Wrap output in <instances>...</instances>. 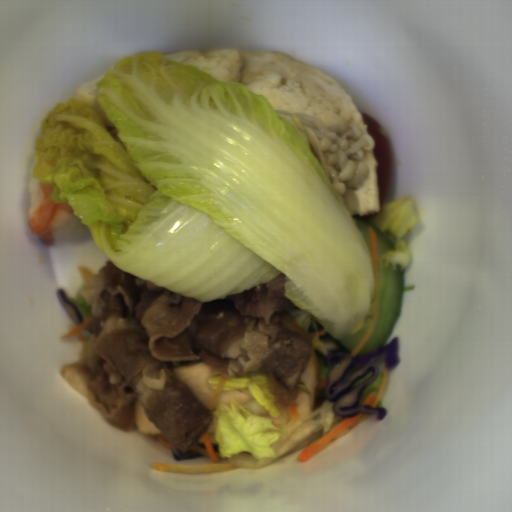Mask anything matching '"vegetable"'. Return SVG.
<instances>
[{
	"mask_svg": "<svg viewBox=\"0 0 512 512\" xmlns=\"http://www.w3.org/2000/svg\"><path fill=\"white\" fill-rule=\"evenodd\" d=\"M89 283H83L82 286L79 289L78 295L74 298H68L71 301H73L76 306L81 311L85 321L92 315L91 306L87 303V301L82 296V292H84L86 289L90 288Z\"/></svg>",
	"mask_w": 512,
	"mask_h": 512,
	"instance_id": "ea0f7189",
	"label": "vegetable"
},
{
	"mask_svg": "<svg viewBox=\"0 0 512 512\" xmlns=\"http://www.w3.org/2000/svg\"><path fill=\"white\" fill-rule=\"evenodd\" d=\"M377 368H378V374H377V378L374 382H372L371 384H369L363 391V393L361 394L360 398H359V401H358V404H361L364 399L371 393V392H375V397H377L379 391H380V387H381V384H382V381H383V378H384V373H385V369L386 367L384 366L383 363H378L377 364Z\"/></svg>",
	"mask_w": 512,
	"mask_h": 512,
	"instance_id": "add77e79",
	"label": "vegetable"
}]
</instances>
